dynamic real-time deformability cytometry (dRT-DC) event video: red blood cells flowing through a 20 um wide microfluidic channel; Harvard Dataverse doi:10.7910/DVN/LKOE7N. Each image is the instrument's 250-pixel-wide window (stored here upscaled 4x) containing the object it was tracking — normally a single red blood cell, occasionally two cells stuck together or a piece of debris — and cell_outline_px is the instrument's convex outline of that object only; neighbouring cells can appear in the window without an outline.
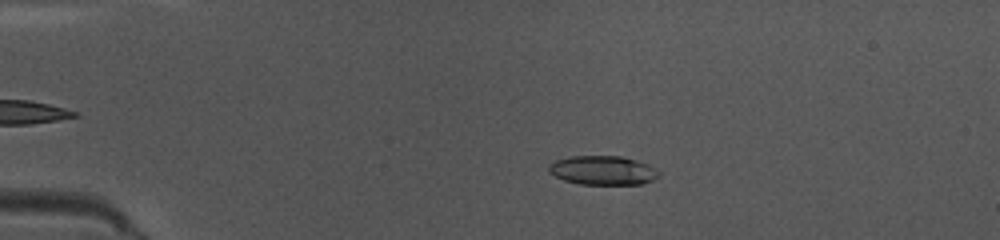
{"species": "common noctule bat (a hibernating species)", "species_latin": "Nyctalus noctula", "temperature_condition": "warm", "stored_images_in_passage": 36, "camera_frame_rate_fps": 3000, "um_per_image_px": 0.085, "animal": {"sex": "female", "body_mass_g": 10.0, "forearm_length_mm": 53.1}, "frame": {"image": 1, "passage_image": 3, "time_ms": 0.667, "image_size_px": [1000, 240], "cell_outline_px": [[660, 176], [652, 180], [640, 184], [580, 184], [564, 180], [548, 172], [548, 164], [556, 160], [572, 156], [620, 156], [636, 160], [648, 164], [656, 168], [660, 172]], "centroid_in_image_um": [51.25, 14.47], "position_along_channel_um": 33.8, "area_um2": 18.67}}
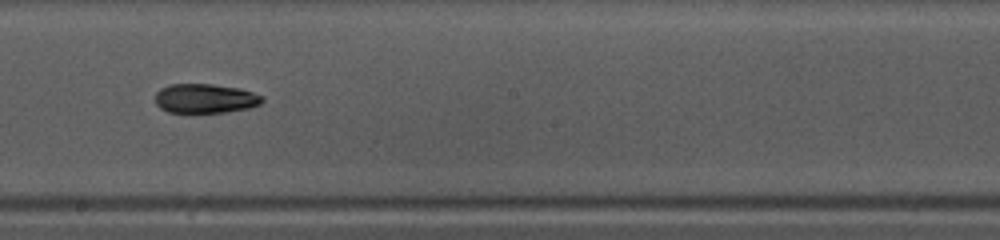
{"frame": {"image": 2, "passage_image": 21, "time_ms": 6.667, "image_size_px": [1000, 240], "cell_outline_px": [[264, 100], [260, 104], [248, 108], [228, 112], [168, 112], [160, 108], [156, 104], [156, 92], [160, 88], [168, 84], [212, 84], [240, 88], [264, 96]], "centroid_in_image_um": [17.44, 8.36], "position_along_channel_um": 230.8, "area_um2": 18.38}}
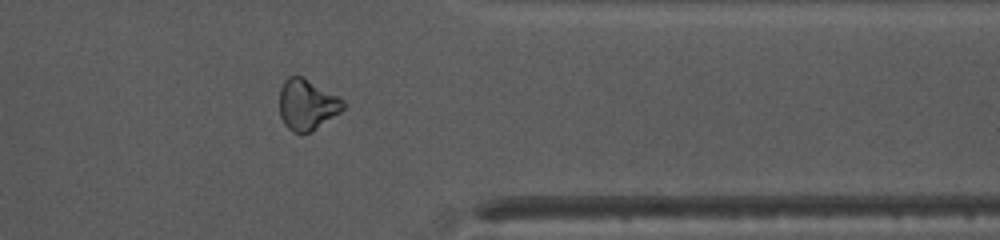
{"frame": {"image": 3, "passage_image": 33, "time_ms": 10.667, "image_size_px": [1000, 240], "cell_outline_px": [[344, 108], [340, 112], [312, 132], [300, 136], [292, 132], [284, 124], [280, 116], [280, 88], [284, 80], [288, 76], [300, 76], [340, 96], [344, 100]], "centroid_in_image_um": [26.09, 8.93], "position_along_channel_um": 385.3, "area_um2": 19.13}, "authors_computed_cell_mechanics": {"area_um2": 18.6405, "velocity_mm_per_s": 4.03, "shape_relaxation_time_tau1_ms": 5.117, "shape_relaxation_time_tau2_ms": null, "deformation_change_tau1": 0.1381, "deformation_change_tau2": null}}